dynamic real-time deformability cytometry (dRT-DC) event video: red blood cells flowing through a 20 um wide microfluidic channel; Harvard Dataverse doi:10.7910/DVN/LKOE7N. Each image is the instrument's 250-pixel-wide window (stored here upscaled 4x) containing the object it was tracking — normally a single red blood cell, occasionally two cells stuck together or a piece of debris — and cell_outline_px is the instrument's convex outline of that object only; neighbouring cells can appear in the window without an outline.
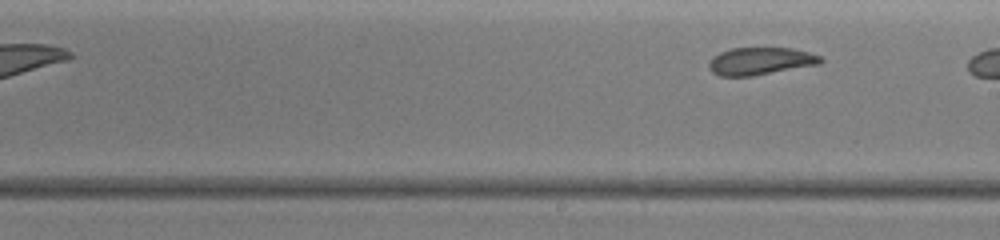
{"species": "common noctule bat (a hibernating species)", "species_latin": "Nyctalus noctula", "temperature_condition": "warm", "stored_images_in_passage": 9, "segment_of_instrument_passage": [2, 2], "camera_frame_rate_fps": 3000, "um_per_image_px": 0.085, "animal": {"sex": "female", "body_mass_g": 19.5, "forearm_length_mm": 54.1}, "frame": {"image": 1, "passage_image": 9, "time_ms": 5.667, "image_size_px": [1000, 240], "cell_outline_px": [[824, 60], [820, 64], [752, 76], [720, 76], [712, 72], [708, 68], [708, 64], [712, 56], [720, 52], [732, 48], [792, 48], [808, 52], [820, 56]], "centroid_in_image_um": [64.61, 5.2], "position_along_channel_um": 224.4, "area_um2": 17.92}}